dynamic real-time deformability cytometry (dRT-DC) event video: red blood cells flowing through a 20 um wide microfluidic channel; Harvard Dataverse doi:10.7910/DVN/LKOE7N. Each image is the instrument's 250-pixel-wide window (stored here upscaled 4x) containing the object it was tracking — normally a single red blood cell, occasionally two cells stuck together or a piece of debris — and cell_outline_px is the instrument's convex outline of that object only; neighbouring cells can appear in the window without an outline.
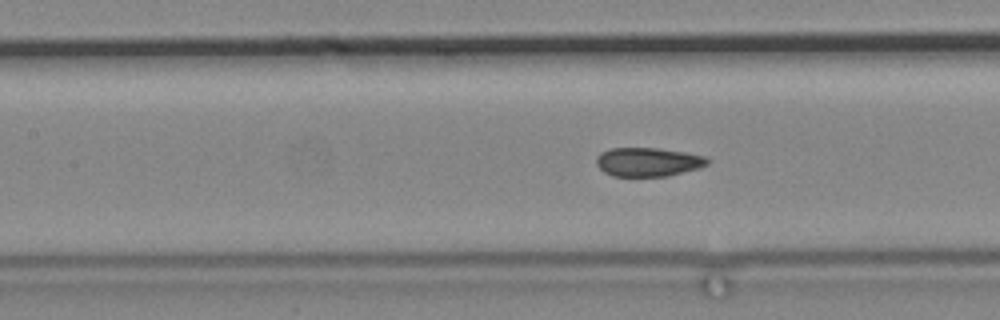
{"species": "common noctule bat (a hibernating species)", "species_latin": "Nyctalus noctula", "temperature_condition": "cold", "stored_images_in_passage": 45, "camera_frame_rate_fps": 3000, "um_per_image_px": 0.085, "animal": {"sex": "male", "body_mass_g": 19.2, "forearm_length_mm": 51.8}, "frame": {"image": 1, "passage_image": 17, "time_ms": 5.333, "image_size_px": [1000, 320], "cell_outline_px": [[708, 164], [696, 168], [668, 176], [612, 176], [604, 172], [596, 164], [596, 156], [600, 152], [612, 148], [660, 148], [684, 152], [704, 156], [708, 160]], "centroid_in_image_um": [55.03, 13.76], "position_along_channel_um": 152.4, "area_um2": 18.55}}
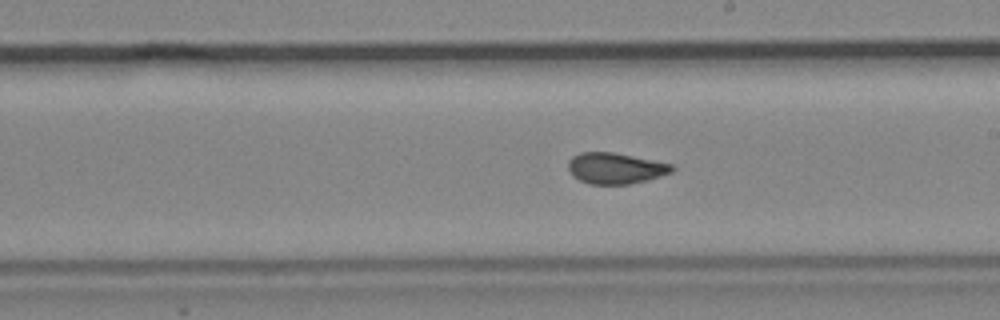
{"frame": {"image": 2, "passage_image": 25, "time_ms": 8.0, "image_size_px": [1000, 320], "cell_outline_px": [[676, 168], [672, 172], [648, 180], [628, 184], [588, 184], [572, 176], [568, 168], [568, 160], [572, 156], [580, 152], [612, 152], [672, 164]], "centroid_in_image_um": [52.29, 14.3], "position_along_channel_um": 236.7, "area_um2": 18.79}}
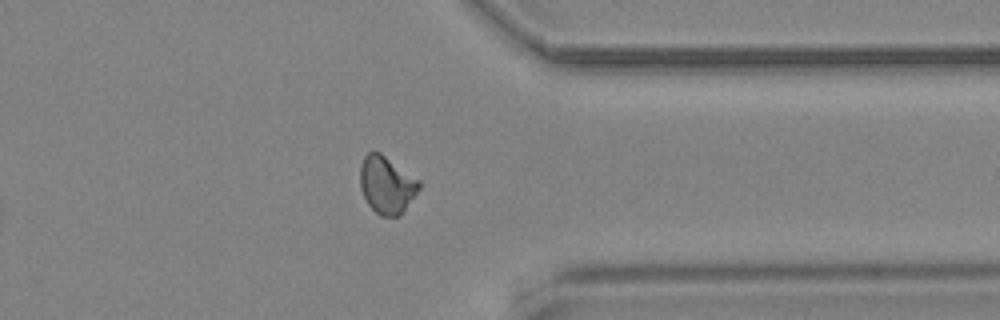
{"frame": {"image": 3, "passage_image": 39, "time_ms": 12.667, "image_size_px": [1000, 320], "cell_outline_px": [[420, 188], [404, 208], [396, 216], [380, 216], [368, 204], [360, 188], [360, 164], [364, 156], [368, 152], [380, 152], [420, 180]], "centroid_in_image_um": [32.84, 15.67], "position_along_channel_um": 378.6, "area_um2": 19.42}}